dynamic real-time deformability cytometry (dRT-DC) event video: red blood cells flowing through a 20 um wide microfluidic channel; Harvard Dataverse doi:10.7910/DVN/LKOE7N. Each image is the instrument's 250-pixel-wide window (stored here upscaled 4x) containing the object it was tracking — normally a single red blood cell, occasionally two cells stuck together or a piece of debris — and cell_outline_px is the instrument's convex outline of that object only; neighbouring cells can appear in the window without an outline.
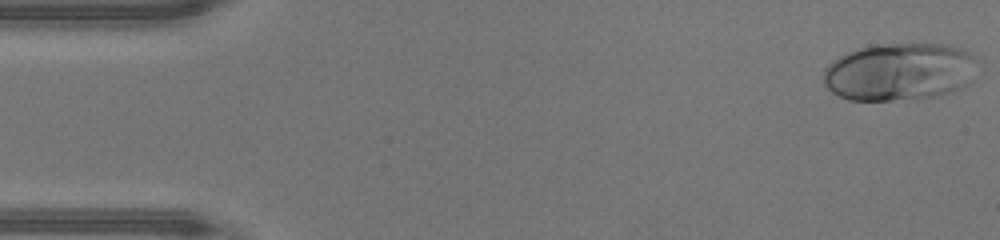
{"species": "human", "species_latin": "Homo sapiens", "temperature_condition": "warm", "stored_images_in_passage": 47, "camera_frame_rate_fps": 3000, "um_per_image_px": 0.085, "donor": {"sex": "male"}, "frame": {"image": 1, "passage_image": 1, "time_ms": 0.0, "image_size_px": [1000, 240], "cell_outline_px": [[972, 80], [968, 84], [952, 92], [940, 96], [892, 100], [848, 100], [832, 92], [824, 84], [824, 68], [832, 60], [848, 52], [872, 44], [944, 44], [960, 48], [968, 52], [972, 56]], "centroid_in_image_um": [76.4, 6.11], "position_along_channel_um": 8.6, "area_um2": 51.5}}
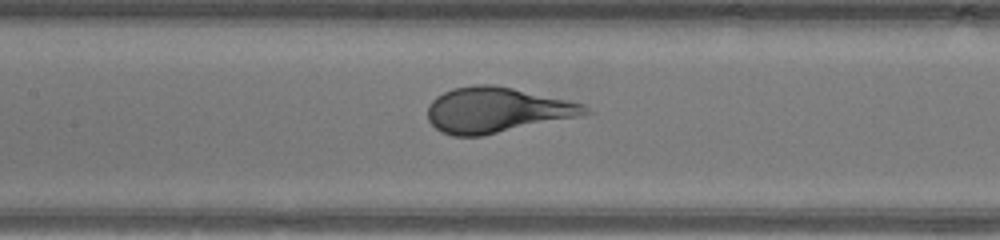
{"frame": {"image": 2, "passage_image": 21, "time_ms": 6.667, "image_size_px": [1000, 240], "cell_outline_px": [[596, 112], [480, 136], [452, 136], [440, 132], [428, 120], [428, 104], [436, 96], [452, 88], [472, 84], [492, 84], [512, 88], [568, 100], [584, 104]], "centroid_in_image_um": [42.18, 9.34], "position_along_channel_um": 165.2, "area_um2": 41.38}}
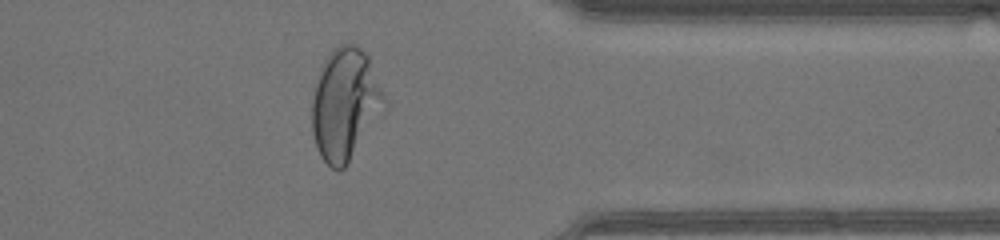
{"frame": {"image": 3, "passage_image": 37, "time_ms": 12.0, "image_size_px": [1000, 240], "cell_outline_px": [[388, 108], [348, 164], [340, 172], [336, 172], [320, 156], [316, 148], [312, 132], [312, 100], [320, 68], [324, 60], [332, 48], [340, 44], [356, 44], [368, 56], [388, 100]], "centroid_in_image_um": [29.38, 8.89], "position_along_channel_um": 382.0, "area_um2": 48.21}}